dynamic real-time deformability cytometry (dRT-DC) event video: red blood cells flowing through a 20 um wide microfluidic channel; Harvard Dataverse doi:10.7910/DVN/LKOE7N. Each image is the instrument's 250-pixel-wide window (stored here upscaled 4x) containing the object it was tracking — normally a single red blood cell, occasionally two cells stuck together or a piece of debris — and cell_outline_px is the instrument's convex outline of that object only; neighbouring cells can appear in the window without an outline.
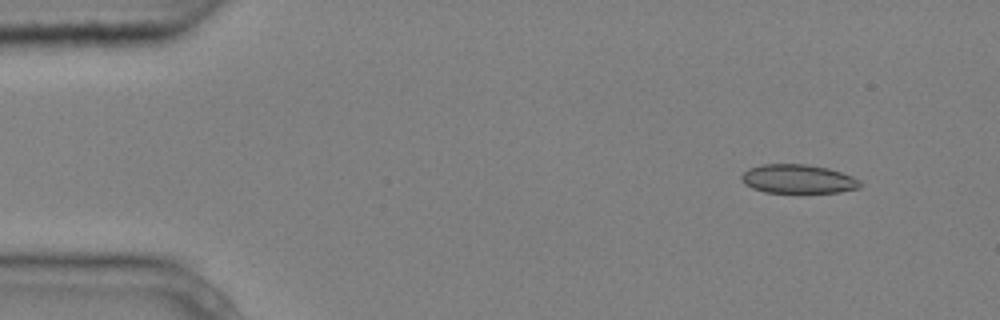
{"species": "common noctule bat (a hibernating species)", "species_latin": "Nyctalus noctula", "temperature_condition": "cold", "stored_images_in_passage": 4, "camera_frame_rate_fps": 3000, "um_per_image_px": 0.085, "animal": {"sex": "male", "body_mass_g": 20.4}, "frame": {"image": 1, "passage_image": 1, "time_ms": 0.0, "image_size_px": [1000, 320], "cell_outline_px": [[860, 188], [840, 192], [764, 192], [752, 188], [744, 184], [740, 180], [740, 176], [748, 168], [760, 164], [808, 164], [828, 168], [852, 176], [860, 180]], "centroid_in_image_um": [67.8, 15.2], "position_along_channel_um": 17.2, "area_um2": 20.06}}
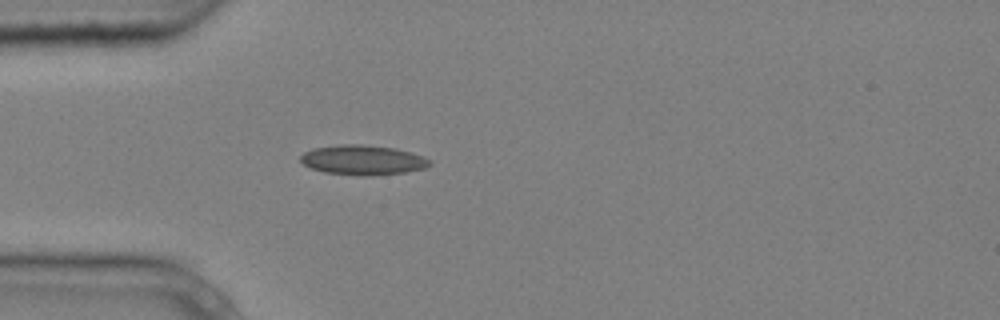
{"frame": {"image": 2, "passage_image": 4, "time_ms": 1.0, "image_size_px": [1000, 320], "cell_outline_px": [[432, 164], [424, 168], [404, 172], [364, 176], [324, 172], [312, 168], [304, 164], [300, 160], [300, 156], [304, 152], [312, 148], [340, 144], [360, 144], [396, 148], [412, 152], [424, 156], [432, 160]], "centroid_in_image_um": [30.86, 13.58], "position_along_channel_um": 54.1, "area_um2": 22.48}}